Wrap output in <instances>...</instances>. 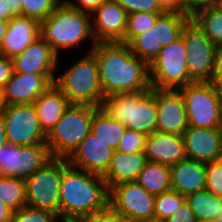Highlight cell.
Returning a JSON list of instances; mask_svg holds the SVG:
<instances>
[{
	"label": "cell",
	"instance_id": "15",
	"mask_svg": "<svg viewBox=\"0 0 222 222\" xmlns=\"http://www.w3.org/2000/svg\"><path fill=\"white\" fill-rule=\"evenodd\" d=\"M93 13L92 31L97 43H124L128 14L116 0L104 1Z\"/></svg>",
	"mask_w": 222,
	"mask_h": 222
},
{
	"label": "cell",
	"instance_id": "57",
	"mask_svg": "<svg viewBox=\"0 0 222 222\" xmlns=\"http://www.w3.org/2000/svg\"><path fill=\"white\" fill-rule=\"evenodd\" d=\"M217 7H219L222 10V0H220L217 4Z\"/></svg>",
	"mask_w": 222,
	"mask_h": 222
},
{
	"label": "cell",
	"instance_id": "34",
	"mask_svg": "<svg viewBox=\"0 0 222 222\" xmlns=\"http://www.w3.org/2000/svg\"><path fill=\"white\" fill-rule=\"evenodd\" d=\"M60 3L61 0H22V16L35 18L41 22Z\"/></svg>",
	"mask_w": 222,
	"mask_h": 222
},
{
	"label": "cell",
	"instance_id": "27",
	"mask_svg": "<svg viewBox=\"0 0 222 222\" xmlns=\"http://www.w3.org/2000/svg\"><path fill=\"white\" fill-rule=\"evenodd\" d=\"M197 220H218L222 198L207 189L185 196Z\"/></svg>",
	"mask_w": 222,
	"mask_h": 222
},
{
	"label": "cell",
	"instance_id": "11",
	"mask_svg": "<svg viewBox=\"0 0 222 222\" xmlns=\"http://www.w3.org/2000/svg\"><path fill=\"white\" fill-rule=\"evenodd\" d=\"M155 196L136 181L122 182L109 189L108 204L130 222H155Z\"/></svg>",
	"mask_w": 222,
	"mask_h": 222
},
{
	"label": "cell",
	"instance_id": "9",
	"mask_svg": "<svg viewBox=\"0 0 222 222\" xmlns=\"http://www.w3.org/2000/svg\"><path fill=\"white\" fill-rule=\"evenodd\" d=\"M178 91L184 100L189 126L221 128L219 93L213 82H193Z\"/></svg>",
	"mask_w": 222,
	"mask_h": 222
},
{
	"label": "cell",
	"instance_id": "46",
	"mask_svg": "<svg viewBox=\"0 0 222 222\" xmlns=\"http://www.w3.org/2000/svg\"><path fill=\"white\" fill-rule=\"evenodd\" d=\"M164 12H177L182 14V0H158Z\"/></svg>",
	"mask_w": 222,
	"mask_h": 222
},
{
	"label": "cell",
	"instance_id": "44",
	"mask_svg": "<svg viewBox=\"0 0 222 222\" xmlns=\"http://www.w3.org/2000/svg\"><path fill=\"white\" fill-rule=\"evenodd\" d=\"M66 1L82 12L91 14L106 0H76L77 3L71 0Z\"/></svg>",
	"mask_w": 222,
	"mask_h": 222
},
{
	"label": "cell",
	"instance_id": "12",
	"mask_svg": "<svg viewBox=\"0 0 222 222\" xmlns=\"http://www.w3.org/2000/svg\"><path fill=\"white\" fill-rule=\"evenodd\" d=\"M1 117L8 143L17 146L46 143L34 104L4 105Z\"/></svg>",
	"mask_w": 222,
	"mask_h": 222
},
{
	"label": "cell",
	"instance_id": "43",
	"mask_svg": "<svg viewBox=\"0 0 222 222\" xmlns=\"http://www.w3.org/2000/svg\"><path fill=\"white\" fill-rule=\"evenodd\" d=\"M196 217L190 208L189 204L184 201L179 210L172 216L166 219L164 222H196Z\"/></svg>",
	"mask_w": 222,
	"mask_h": 222
},
{
	"label": "cell",
	"instance_id": "24",
	"mask_svg": "<svg viewBox=\"0 0 222 222\" xmlns=\"http://www.w3.org/2000/svg\"><path fill=\"white\" fill-rule=\"evenodd\" d=\"M33 104L37 111L40 127L46 135L70 106L67 97L54 83Z\"/></svg>",
	"mask_w": 222,
	"mask_h": 222
},
{
	"label": "cell",
	"instance_id": "25",
	"mask_svg": "<svg viewBox=\"0 0 222 222\" xmlns=\"http://www.w3.org/2000/svg\"><path fill=\"white\" fill-rule=\"evenodd\" d=\"M126 128L124 124L111 117L101 107L94 112L91 133L108 147L117 149Z\"/></svg>",
	"mask_w": 222,
	"mask_h": 222
},
{
	"label": "cell",
	"instance_id": "50",
	"mask_svg": "<svg viewBox=\"0 0 222 222\" xmlns=\"http://www.w3.org/2000/svg\"><path fill=\"white\" fill-rule=\"evenodd\" d=\"M219 115H220L221 129H222V94H219Z\"/></svg>",
	"mask_w": 222,
	"mask_h": 222
},
{
	"label": "cell",
	"instance_id": "30",
	"mask_svg": "<svg viewBox=\"0 0 222 222\" xmlns=\"http://www.w3.org/2000/svg\"><path fill=\"white\" fill-rule=\"evenodd\" d=\"M0 202L13 211L24 207L26 205L25 180L0 175Z\"/></svg>",
	"mask_w": 222,
	"mask_h": 222
},
{
	"label": "cell",
	"instance_id": "6",
	"mask_svg": "<svg viewBox=\"0 0 222 222\" xmlns=\"http://www.w3.org/2000/svg\"><path fill=\"white\" fill-rule=\"evenodd\" d=\"M98 107L70 104L60 120L46 135L52 157L68 158L91 132L94 112Z\"/></svg>",
	"mask_w": 222,
	"mask_h": 222
},
{
	"label": "cell",
	"instance_id": "26",
	"mask_svg": "<svg viewBox=\"0 0 222 222\" xmlns=\"http://www.w3.org/2000/svg\"><path fill=\"white\" fill-rule=\"evenodd\" d=\"M136 182L154 196L171 190L170 166L147 161Z\"/></svg>",
	"mask_w": 222,
	"mask_h": 222
},
{
	"label": "cell",
	"instance_id": "38",
	"mask_svg": "<svg viewBox=\"0 0 222 222\" xmlns=\"http://www.w3.org/2000/svg\"><path fill=\"white\" fill-rule=\"evenodd\" d=\"M127 14L139 12L164 13L158 0H116Z\"/></svg>",
	"mask_w": 222,
	"mask_h": 222
},
{
	"label": "cell",
	"instance_id": "31",
	"mask_svg": "<svg viewBox=\"0 0 222 222\" xmlns=\"http://www.w3.org/2000/svg\"><path fill=\"white\" fill-rule=\"evenodd\" d=\"M131 51L150 65L162 47H157L156 24L146 32L136 36L129 44Z\"/></svg>",
	"mask_w": 222,
	"mask_h": 222
},
{
	"label": "cell",
	"instance_id": "42",
	"mask_svg": "<svg viewBox=\"0 0 222 222\" xmlns=\"http://www.w3.org/2000/svg\"><path fill=\"white\" fill-rule=\"evenodd\" d=\"M14 72L12 59L0 53V91L2 92Z\"/></svg>",
	"mask_w": 222,
	"mask_h": 222
},
{
	"label": "cell",
	"instance_id": "37",
	"mask_svg": "<svg viewBox=\"0 0 222 222\" xmlns=\"http://www.w3.org/2000/svg\"><path fill=\"white\" fill-rule=\"evenodd\" d=\"M206 189L222 198V165L217 160L206 163Z\"/></svg>",
	"mask_w": 222,
	"mask_h": 222
},
{
	"label": "cell",
	"instance_id": "20",
	"mask_svg": "<svg viewBox=\"0 0 222 222\" xmlns=\"http://www.w3.org/2000/svg\"><path fill=\"white\" fill-rule=\"evenodd\" d=\"M40 36V22L35 18L15 16L8 22L0 53L12 59Z\"/></svg>",
	"mask_w": 222,
	"mask_h": 222
},
{
	"label": "cell",
	"instance_id": "45",
	"mask_svg": "<svg viewBox=\"0 0 222 222\" xmlns=\"http://www.w3.org/2000/svg\"><path fill=\"white\" fill-rule=\"evenodd\" d=\"M222 77V45L216 46L212 82L215 84Z\"/></svg>",
	"mask_w": 222,
	"mask_h": 222
},
{
	"label": "cell",
	"instance_id": "32",
	"mask_svg": "<svg viewBox=\"0 0 222 222\" xmlns=\"http://www.w3.org/2000/svg\"><path fill=\"white\" fill-rule=\"evenodd\" d=\"M184 201L185 196L174 190L156 195L154 203L155 222H164L179 210Z\"/></svg>",
	"mask_w": 222,
	"mask_h": 222
},
{
	"label": "cell",
	"instance_id": "22",
	"mask_svg": "<svg viewBox=\"0 0 222 222\" xmlns=\"http://www.w3.org/2000/svg\"><path fill=\"white\" fill-rule=\"evenodd\" d=\"M171 190L186 196L206 189V163L184 158L170 166Z\"/></svg>",
	"mask_w": 222,
	"mask_h": 222
},
{
	"label": "cell",
	"instance_id": "40",
	"mask_svg": "<svg viewBox=\"0 0 222 222\" xmlns=\"http://www.w3.org/2000/svg\"><path fill=\"white\" fill-rule=\"evenodd\" d=\"M22 16V0H0V19L9 21Z\"/></svg>",
	"mask_w": 222,
	"mask_h": 222
},
{
	"label": "cell",
	"instance_id": "23",
	"mask_svg": "<svg viewBox=\"0 0 222 222\" xmlns=\"http://www.w3.org/2000/svg\"><path fill=\"white\" fill-rule=\"evenodd\" d=\"M146 162L144 152L126 154L115 150L110 166L103 175L108 190L122 182L137 181Z\"/></svg>",
	"mask_w": 222,
	"mask_h": 222
},
{
	"label": "cell",
	"instance_id": "3",
	"mask_svg": "<svg viewBox=\"0 0 222 222\" xmlns=\"http://www.w3.org/2000/svg\"><path fill=\"white\" fill-rule=\"evenodd\" d=\"M91 17V14L82 12L62 0L50 15L40 22V36L57 55L60 48H73L84 42L83 40L91 38V52L97 44L92 31Z\"/></svg>",
	"mask_w": 222,
	"mask_h": 222
},
{
	"label": "cell",
	"instance_id": "51",
	"mask_svg": "<svg viewBox=\"0 0 222 222\" xmlns=\"http://www.w3.org/2000/svg\"><path fill=\"white\" fill-rule=\"evenodd\" d=\"M217 92L222 94V77L215 83Z\"/></svg>",
	"mask_w": 222,
	"mask_h": 222
},
{
	"label": "cell",
	"instance_id": "52",
	"mask_svg": "<svg viewBox=\"0 0 222 222\" xmlns=\"http://www.w3.org/2000/svg\"><path fill=\"white\" fill-rule=\"evenodd\" d=\"M3 102H2V92L0 91V117H1V114H2V110H3Z\"/></svg>",
	"mask_w": 222,
	"mask_h": 222
},
{
	"label": "cell",
	"instance_id": "8",
	"mask_svg": "<svg viewBox=\"0 0 222 222\" xmlns=\"http://www.w3.org/2000/svg\"><path fill=\"white\" fill-rule=\"evenodd\" d=\"M63 158L52 157L25 179L26 205L50 211L60 218V185Z\"/></svg>",
	"mask_w": 222,
	"mask_h": 222
},
{
	"label": "cell",
	"instance_id": "28",
	"mask_svg": "<svg viewBox=\"0 0 222 222\" xmlns=\"http://www.w3.org/2000/svg\"><path fill=\"white\" fill-rule=\"evenodd\" d=\"M190 18L177 12H164L156 21L157 47L171 44L181 36L184 25Z\"/></svg>",
	"mask_w": 222,
	"mask_h": 222
},
{
	"label": "cell",
	"instance_id": "33",
	"mask_svg": "<svg viewBox=\"0 0 222 222\" xmlns=\"http://www.w3.org/2000/svg\"><path fill=\"white\" fill-rule=\"evenodd\" d=\"M161 14L151 12L128 14L124 43L129 44L136 36L154 27Z\"/></svg>",
	"mask_w": 222,
	"mask_h": 222
},
{
	"label": "cell",
	"instance_id": "2",
	"mask_svg": "<svg viewBox=\"0 0 222 222\" xmlns=\"http://www.w3.org/2000/svg\"><path fill=\"white\" fill-rule=\"evenodd\" d=\"M109 190L102 175L68 164L63 158L60 185V219L80 220L108 205Z\"/></svg>",
	"mask_w": 222,
	"mask_h": 222
},
{
	"label": "cell",
	"instance_id": "21",
	"mask_svg": "<svg viewBox=\"0 0 222 222\" xmlns=\"http://www.w3.org/2000/svg\"><path fill=\"white\" fill-rule=\"evenodd\" d=\"M144 154L149 162L177 164L186 158L183 136L155 131L146 137Z\"/></svg>",
	"mask_w": 222,
	"mask_h": 222
},
{
	"label": "cell",
	"instance_id": "35",
	"mask_svg": "<svg viewBox=\"0 0 222 222\" xmlns=\"http://www.w3.org/2000/svg\"><path fill=\"white\" fill-rule=\"evenodd\" d=\"M59 216L47 210L25 205L14 211L11 222H57Z\"/></svg>",
	"mask_w": 222,
	"mask_h": 222
},
{
	"label": "cell",
	"instance_id": "1",
	"mask_svg": "<svg viewBox=\"0 0 222 222\" xmlns=\"http://www.w3.org/2000/svg\"><path fill=\"white\" fill-rule=\"evenodd\" d=\"M99 69L103 96L151 89L149 65L123 42H100L91 51Z\"/></svg>",
	"mask_w": 222,
	"mask_h": 222
},
{
	"label": "cell",
	"instance_id": "39",
	"mask_svg": "<svg viewBox=\"0 0 222 222\" xmlns=\"http://www.w3.org/2000/svg\"><path fill=\"white\" fill-rule=\"evenodd\" d=\"M80 220L82 222H130L122 214L116 212L109 204L104 209L85 215Z\"/></svg>",
	"mask_w": 222,
	"mask_h": 222
},
{
	"label": "cell",
	"instance_id": "10",
	"mask_svg": "<svg viewBox=\"0 0 222 222\" xmlns=\"http://www.w3.org/2000/svg\"><path fill=\"white\" fill-rule=\"evenodd\" d=\"M181 36L187 51V71L192 82H212L216 46L203 31L189 19Z\"/></svg>",
	"mask_w": 222,
	"mask_h": 222
},
{
	"label": "cell",
	"instance_id": "36",
	"mask_svg": "<svg viewBox=\"0 0 222 222\" xmlns=\"http://www.w3.org/2000/svg\"><path fill=\"white\" fill-rule=\"evenodd\" d=\"M146 137L147 135L143 133L126 128L116 151H121L126 154L144 152Z\"/></svg>",
	"mask_w": 222,
	"mask_h": 222
},
{
	"label": "cell",
	"instance_id": "53",
	"mask_svg": "<svg viewBox=\"0 0 222 222\" xmlns=\"http://www.w3.org/2000/svg\"><path fill=\"white\" fill-rule=\"evenodd\" d=\"M61 222H82L81 220H74V219H61Z\"/></svg>",
	"mask_w": 222,
	"mask_h": 222
},
{
	"label": "cell",
	"instance_id": "48",
	"mask_svg": "<svg viewBox=\"0 0 222 222\" xmlns=\"http://www.w3.org/2000/svg\"><path fill=\"white\" fill-rule=\"evenodd\" d=\"M6 143H8V141L6 137L5 121L2 117H0V147H2Z\"/></svg>",
	"mask_w": 222,
	"mask_h": 222
},
{
	"label": "cell",
	"instance_id": "56",
	"mask_svg": "<svg viewBox=\"0 0 222 222\" xmlns=\"http://www.w3.org/2000/svg\"><path fill=\"white\" fill-rule=\"evenodd\" d=\"M218 222H222V203H221V212H220V216L217 220Z\"/></svg>",
	"mask_w": 222,
	"mask_h": 222
},
{
	"label": "cell",
	"instance_id": "55",
	"mask_svg": "<svg viewBox=\"0 0 222 222\" xmlns=\"http://www.w3.org/2000/svg\"><path fill=\"white\" fill-rule=\"evenodd\" d=\"M196 222H218L217 220H196Z\"/></svg>",
	"mask_w": 222,
	"mask_h": 222
},
{
	"label": "cell",
	"instance_id": "16",
	"mask_svg": "<svg viewBox=\"0 0 222 222\" xmlns=\"http://www.w3.org/2000/svg\"><path fill=\"white\" fill-rule=\"evenodd\" d=\"M157 131L182 135L188 128L184 100L178 90L156 89Z\"/></svg>",
	"mask_w": 222,
	"mask_h": 222
},
{
	"label": "cell",
	"instance_id": "49",
	"mask_svg": "<svg viewBox=\"0 0 222 222\" xmlns=\"http://www.w3.org/2000/svg\"><path fill=\"white\" fill-rule=\"evenodd\" d=\"M8 22L6 20L0 19V47L3 41V37L6 33L7 27H8Z\"/></svg>",
	"mask_w": 222,
	"mask_h": 222
},
{
	"label": "cell",
	"instance_id": "18",
	"mask_svg": "<svg viewBox=\"0 0 222 222\" xmlns=\"http://www.w3.org/2000/svg\"><path fill=\"white\" fill-rule=\"evenodd\" d=\"M186 157L201 162L217 160L222 150L221 128L188 126L182 134Z\"/></svg>",
	"mask_w": 222,
	"mask_h": 222
},
{
	"label": "cell",
	"instance_id": "7",
	"mask_svg": "<svg viewBox=\"0 0 222 222\" xmlns=\"http://www.w3.org/2000/svg\"><path fill=\"white\" fill-rule=\"evenodd\" d=\"M187 51L183 37L161 48L158 56L149 65L151 88L178 90L193 83L187 71Z\"/></svg>",
	"mask_w": 222,
	"mask_h": 222
},
{
	"label": "cell",
	"instance_id": "54",
	"mask_svg": "<svg viewBox=\"0 0 222 222\" xmlns=\"http://www.w3.org/2000/svg\"><path fill=\"white\" fill-rule=\"evenodd\" d=\"M217 161L222 165V150L221 153L218 155Z\"/></svg>",
	"mask_w": 222,
	"mask_h": 222
},
{
	"label": "cell",
	"instance_id": "19",
	"mask_svg": "<svg viewBox=\"0 0 222 222\" xmlns=\"http://www.w3.org/2000/svg\"><path fill=\"white\" fill-rule=\"evenodd\" d=\"M12 61L14 72L25 74H54L58 67V55L41 36Z\"/></svg>",
	"mask_w": 222,
	"mask_h": 222
},
{
	"label": "cell",
	"instance_id": "47",
	"mask_svg": "<svg viewBox=\"0 0 222 222\" xmlns=\"http://www.w3.org/2000/svg\"><path fill=\"white\" fill-rule=\"evenodd\" d=\"M14 211L0 202V222H11Z\"/></svg>",
	"mask_w": 222,
	"mask_h": 222
},
{
	"label": "cell",
	"instance_id": "17",
	"mask_svg": "<svg viewBox=\"0 0 222 222\" xmlns=\"http://www.w3.org/2000/svg\"><path fill=\"white\" fill-rule=\"evenodd\" d=\"M114 151L90 132L67 161L75 168L103 176L110 166Z\"/></svg>",
	"mask_w": 222,
	"mask_h": 222
},
{
	"label": "cell",
	"instance_id": "14",
	"mask_svg": "<svg viewBox=\"0 0 222 222\" xmlns=\"http://www.w3.org/2000/svg\"><path fill=\"white\" fill-rule=\"evenodd\" d=\"M55 81L54 74L13 72L2 91L4 105L33 104Z\"/></svg>",
	"mask_w": 222,
	"mask_h": 222
},
{
	"label": "cell",
	"instance_id": "41",
	"mask_svg": "<svg viewBox=\"0 0 222 222\" xmlns=\"http://www.w3.org/2000/svg\"><path fill=\"white\" fill-rule=\"evenodd\" d=\"M216 6V0H182V14L190 19L199 11Z\"/></svg>",
	"mask_w": 222,
	"mask_h": 222
},
{
	"label": "cell",
	"instance_id": "29",
	"mask_svg": "<svg viewBox=\"0 0 222 222\" xmlns=\"http://www.w3.org/2000/svg\"><path fill=\"white\" fill-rule=\"evenodd\" d=\"M191 20L203 31L215 45H222V10L213 6L197 12Z\"/></svg>",
	"mask_w": 222,
	"mask_h": 222
},
{
	"label": "cell",
	"instance_id": "4",
	"mask_svg": "<svg viewBox=\"0 0 222 222\" xmlns=\"http://www.w3.org/2000/svg\"><path fill=\"white\" fill-rule=\"evenodd\" d=\"M101 108L128 129L147 136L157 131V102L154 88L146 92L107 95Z\"/></svg>",
	"mask_w": 222,
	"mask_h": 222
},
{
	"label": "cell",
	"instance_id": "5",
	"mask_svg": "<svg viewBox=\"0 0 222 222\" xmlns=\"http://www.w3.org/2000/svg\"><path fill=\"white\" fill-rule=\"evenodd\" d=\"M54 84L67 97L70 104L101 107L104 96L96 57L87 52L58 78Z\"/></svg>",
	"mask_w": 222,
	"mask_h": 222
},
{
	"label": "cell",
	"instance_id": "13",
	"mask_svg": "<svg viewBox=\"0 0 222 222\" xmlns=\"http://www.w3.org/2000/svg\"><path fill=\"white\" fill-rule=\"evenodd\" d=\"M52 158L46 143L0 147V175L26 179Z\"/></svg>",
	"mask_w": 222,
	"mask_h": 222
}]
</instances>
